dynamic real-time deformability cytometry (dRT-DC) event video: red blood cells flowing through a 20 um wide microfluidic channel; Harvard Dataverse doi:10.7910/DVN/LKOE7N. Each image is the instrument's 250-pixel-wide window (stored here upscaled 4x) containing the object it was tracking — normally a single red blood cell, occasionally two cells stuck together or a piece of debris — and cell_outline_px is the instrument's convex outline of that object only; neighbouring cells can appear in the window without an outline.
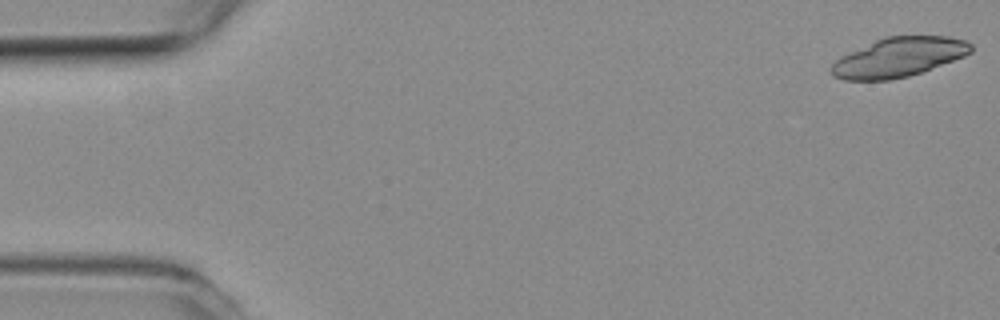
{"species": "common noctule bat (a hibernating species)", "species_latin": "Nyctalus noctula", "temperature_condition": "room temperature", "stored_images_in_passage": 13, "camera_frame_rate_fps": 3000, "um_per_image_px": 0.085, "animal": {"sex": "female", "body_mass_g": 19.3, "forearm_length_mm": 54.1}, "frame": {"image": 1, "passage_image": 1, "time_ms": 0.0, "image_size_px": [1000, 320], "cell_outline_px": [[972, 52], [964, 56], [920, 72], [908, 76], [888, 80], [844, 80], [832, 76], [828, 68], [836, 60], [884, 36], [948, 36], [964, 40], [972, 44]], "centroid_in_image_um": [76.39, 4.87], "position_along_channel_um": 8.6, "area_um2": 31.62}}